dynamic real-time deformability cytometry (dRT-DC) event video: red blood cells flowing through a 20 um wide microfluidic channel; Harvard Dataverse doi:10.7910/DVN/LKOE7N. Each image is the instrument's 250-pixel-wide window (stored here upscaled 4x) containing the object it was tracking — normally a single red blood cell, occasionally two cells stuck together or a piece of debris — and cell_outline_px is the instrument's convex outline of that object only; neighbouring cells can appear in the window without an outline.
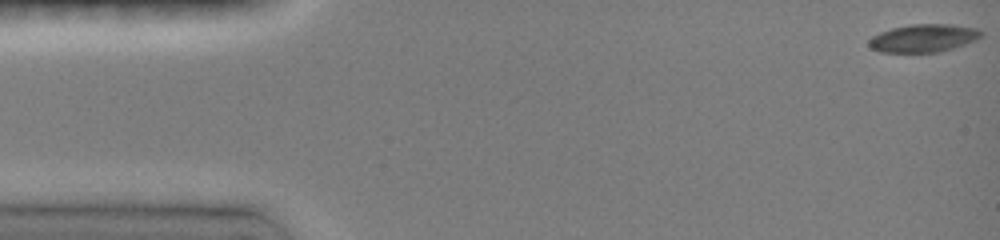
{"species": "common noctule bat (a hibernating species)", "species_latin": "Nyctalus noctula", "temperature_condition": "room temperature", "stored_images_in_passage": 11, "camera_frame_rate_fps": 3000, "um_per_image_px": 0.085, "animal": {"sex": "female", "body_mass_g": 19.0, "forearm_length_mm": 51.5}, "frame": {"image": 1, "passage_image": 1, "time_ms": 0.0, "image_size_px": [1000, 240], "cell_outline_px": [[984, 36], [976, 40], [940, 52], [880, 52], [872, 48], [868, 44], [868, 40], [872, 36], [880, 32], [892, 28], [912, 24], [952, 24], [980, 28], [984, 32]], "centroid_in_image_um": [78.55, 3.23], "position_along_channel_um": 6.4, "area_um2": 18.44}}